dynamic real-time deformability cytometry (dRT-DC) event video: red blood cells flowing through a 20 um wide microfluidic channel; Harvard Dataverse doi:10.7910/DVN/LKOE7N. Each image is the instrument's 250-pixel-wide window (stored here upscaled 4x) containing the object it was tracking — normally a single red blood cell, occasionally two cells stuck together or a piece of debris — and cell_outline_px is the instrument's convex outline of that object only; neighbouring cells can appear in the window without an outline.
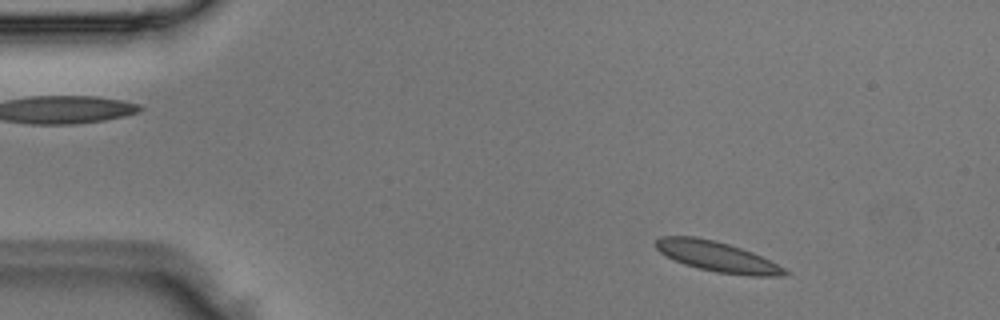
{"species": "Egyptian fruit bat (a non-hibernating species)", "species_latin": "Rousettus aegyptiacus", "temperature_condition": "room temperature", "stored_images_in_passage": 4, "camera_frame_rate_fps": 3000, "um_per_image_px": 0.085, "animal": {"sex": "male"}, "frame": {"image": 1, "passage_image": 1, "time_ms": 0.0, "image_size_px": [1000, 320], "cell_outline_px": [[792, 272], [784, 276], [748, 276], [716, 272], [684, 264], [660, 252], [652, 244], [660, 236], [696, 236], [716, 240], [752, 252]], "centroid_in_image_um": [60.94, 21.81], "position_along_channel_um": 24.1, "area_um2": 22.66}}
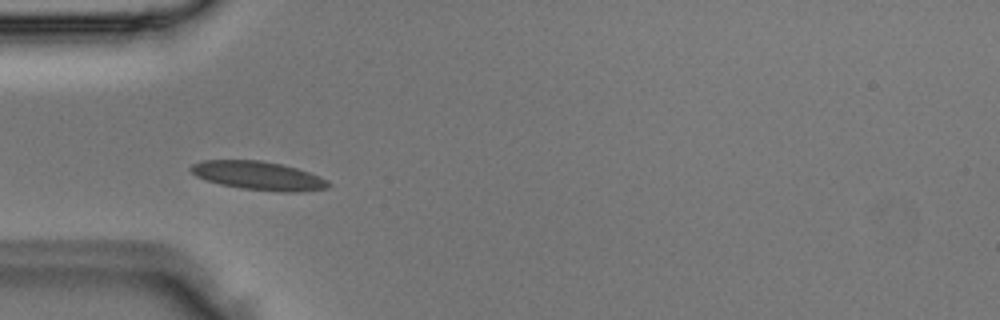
{"frame": {"image": 2, "passage_image": 3, "time_ms": 0.667, "image_size_px": [1000, 320], "cell_outline_px": [[332, 184], [328, 188], [300, 192], [284, 192], [240, 188], [220, 184], [204, 180], [196, 176], [188, 168], [192, 164], [200, 160], [260, 160], [280, 164], [296, 168], [320, 176], [328, 180]], "centroid_in_image_um": [21.95, 14.93], "position_along_channel_um": 63.0, "area_um2": 23.06}}
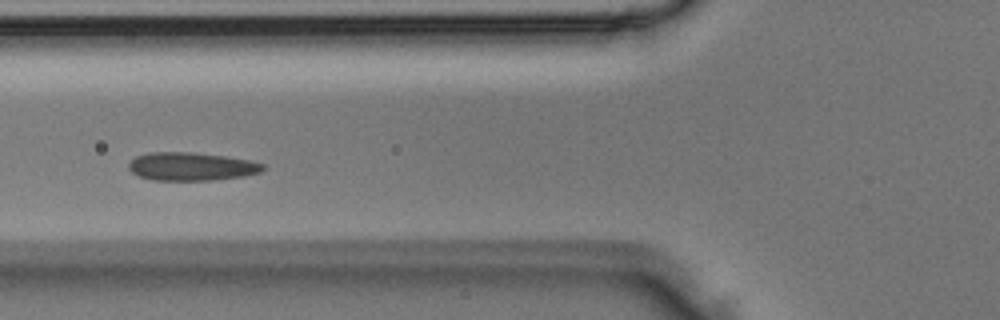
{"frame": {"image": 3, "passage_image": 4, "time_ms": 1.0, "image_size_px": [1000, 320], "cell_outline_px": [[268, 168], [260, 172], [244, 176], [212, 180], [152, 180], [140, 176], [132, 172], [128, 168], [128, 164], [136, 156], [152, 152], [192, 152], [224, 156], [252, 160], [264, 164]], "centroid_in_image_um": [16.31, 14.15], "position_along_channel_um": 109.5, "area_um2": 22.14}}